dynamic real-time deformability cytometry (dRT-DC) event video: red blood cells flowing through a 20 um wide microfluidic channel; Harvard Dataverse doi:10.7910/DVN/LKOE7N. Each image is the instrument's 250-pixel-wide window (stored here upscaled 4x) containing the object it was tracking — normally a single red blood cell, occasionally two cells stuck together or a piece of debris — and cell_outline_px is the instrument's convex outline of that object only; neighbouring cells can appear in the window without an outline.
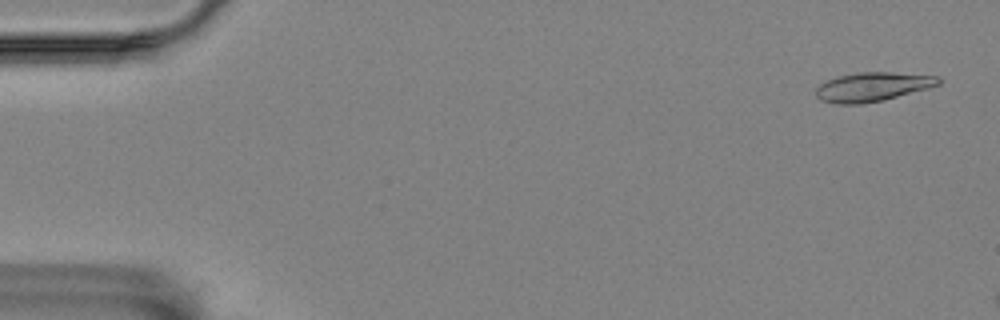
{"species": "Egyptian fruit bat (a non-hibernating species)", "species_latin": "Rousettus aegyptiacus", "temperature_condition": "room temperature", "stored_images_in_passage": 3, "camera_frame_rate_fps": 3000, "um_per_image_px": 0.085, "animal": {"sex": "female"}, "frame": {"image": 1, "passage_image": 1, "time_ms": 0.0, "image_size_px": [1000, 320], "cell_outline_px": [[944, 80], [940, 84], [928, 88], [884, 100], [860, 104], [836, 104], [820, 100], [816, 96], [816, 88], [820, 84], [828, 80], [840, 76], [860, 72], [892, 72], [940, 76]], "centroid_in_image_um": [74.21, 7.38], "position_along_channel_um": 10.8, "area_um2": 20.81}}